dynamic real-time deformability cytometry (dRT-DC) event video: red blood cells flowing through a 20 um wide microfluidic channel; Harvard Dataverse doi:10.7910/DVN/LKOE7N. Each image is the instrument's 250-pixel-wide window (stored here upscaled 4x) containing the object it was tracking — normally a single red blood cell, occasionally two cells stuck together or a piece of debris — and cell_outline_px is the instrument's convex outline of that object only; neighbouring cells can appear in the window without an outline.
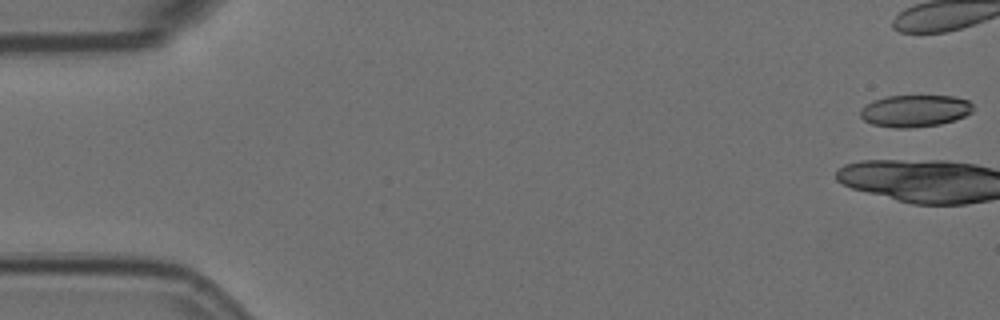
{"species": "Egyptian fruit bat (a non-hibernating species)", "species_latin": "Rousettus aegyptiacus", "temperature_condition": "room temperature", "stored_images_in_passage": 9, "camera_frame_rate_fps": 3000, "um_per_image_px": 0.085, "animal": {"sex": "female"}, "frame": {"image": 1, "passage_image": 1, "time_ms": 0.0, "image_size_px": [1000, 320], "cell_outline_px": [[972, 112], [956, 120], [940, 124], [912, 128], [896, 128], [872, 124], [864, 120], [860, 116], [860, 112], [872, 100], [888, 96], [952, 96], [968, 100], [972, 104]], "centroid_in_image_um": [77.78, 9.43], "position_along_channel_um": 7.2, "area_um2": 20.92}}